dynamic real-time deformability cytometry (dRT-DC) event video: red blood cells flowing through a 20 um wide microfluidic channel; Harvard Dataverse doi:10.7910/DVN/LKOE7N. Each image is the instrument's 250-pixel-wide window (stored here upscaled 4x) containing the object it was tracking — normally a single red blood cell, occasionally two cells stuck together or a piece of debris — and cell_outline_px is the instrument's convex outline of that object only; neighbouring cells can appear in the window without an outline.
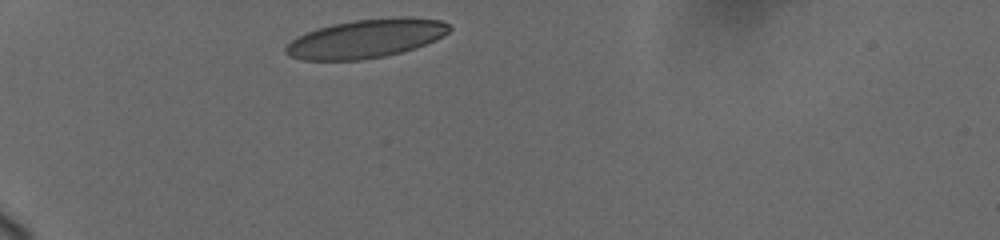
{"species": "human", "species_latin": "Homo sapiens", "temperature_condition": "cold", "stored_images_in_passage": 4, "camera_frame_rate_fps": 3000, "um_per_image_px": 0.085, "donor": {"sex": "female"}, "frame": {"image": 1, "passage_image": 1, "time_ms": 0.0, "image_size_px": [1000, 240], "cell_outline_px": [[452, 28], [444, 36], [436, 40], [400, 52], [384, 56], [364, 60], [304, 60], [292, 56], [284, 52], [284, 48], [296, 36], [304, 32], [332, 24], [352, 20], [404, 16], [440, 20], [448, 24]], "centroid_in_image_um": [31.1, 3.27], "position_along_channel_um": 53.9, "area_um2": 36.88}}